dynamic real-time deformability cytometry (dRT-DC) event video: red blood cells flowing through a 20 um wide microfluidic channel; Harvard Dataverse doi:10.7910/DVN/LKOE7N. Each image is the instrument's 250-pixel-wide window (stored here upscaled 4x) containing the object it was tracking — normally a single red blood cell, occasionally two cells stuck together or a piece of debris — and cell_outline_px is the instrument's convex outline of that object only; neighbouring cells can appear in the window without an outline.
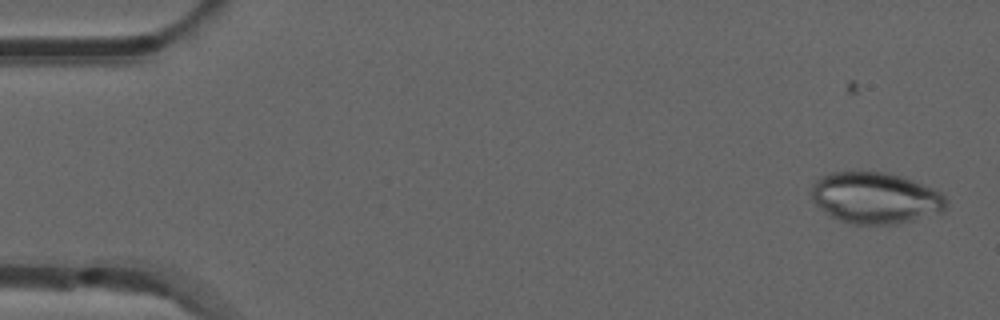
{"species": "common noctule bat (a hibernating species)", "species_latin": "Nyctalus noctula", "temperature_condition": "room temperature", "stored_images_in_passage": 51, "camera_frame_rate_fps": 3000, "um_per_image_px": 0.085, "animal": {"sex": "male", "forearm_length_mm": 52.5}, "frame": {"image": 1, "passage_image": 1, "time_ms": 0.0, "image_size_px": [1000, 320], "cell_outline_px": [[948, 208], [944, 212], [896, 224], [852, 224], [840, 220], [832, 216], [816, 204], [812, 200], [812, 184], [820, 176], [832, 172], [888, 172], [912, 180], [932, 188], [940, 192], [948, 200]], "centroid_in_image_um": [74.44, 16.82], "position_along_channel_um": 10.6, "area_um2": 40.34}}
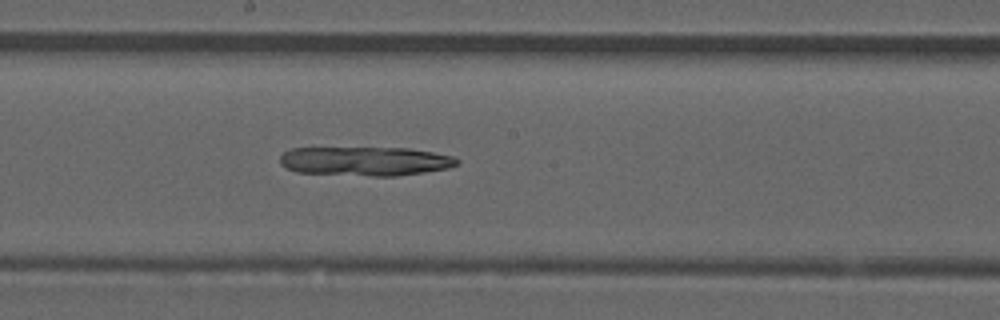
{"frame": {"image": 2, "passage_image": 27, "time_ms": 8.667, "image_size_px": [1000, 320], "cell_outline_px": [[460, 164], [448, 168], [424, 172], [396, 176], [372, 176], [296, 172], [280, 164], [280, 156], [284, 152], [292, 148], [408, 148], [432, 152], [452, 156], [460, 160]], "centroid_in_image_um": [31.06, 13.7], "position_along_channel_um": 217.1, "area_um2": 30.0}}
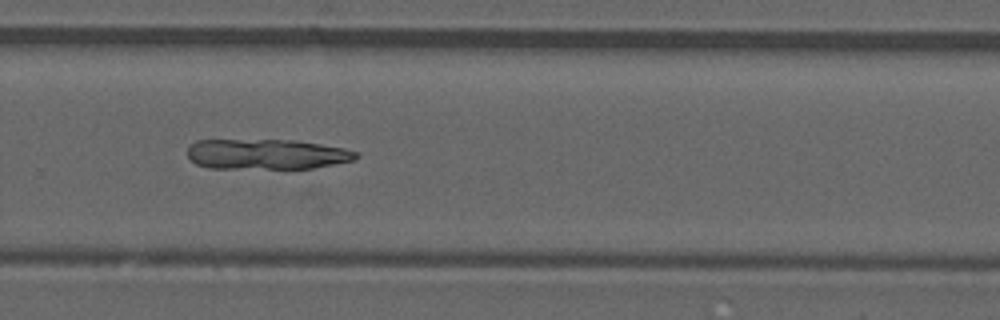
{"frame": {"image": 3, "passage_image": 34, "time_ms": 11.0, "image_size_px": [1000, 320], "cell_outline_px": [[360, 156], [356, 160], [312, 168], [208, 168], [196, 164], [188, 156], [188, 148], [196, 140], [296, 140], [344, 148], [356, 152]], "centroid_in_image_um": [22.68, 13.1], "position_along_channel_um": 307.1, "area_um2": 29.71}}